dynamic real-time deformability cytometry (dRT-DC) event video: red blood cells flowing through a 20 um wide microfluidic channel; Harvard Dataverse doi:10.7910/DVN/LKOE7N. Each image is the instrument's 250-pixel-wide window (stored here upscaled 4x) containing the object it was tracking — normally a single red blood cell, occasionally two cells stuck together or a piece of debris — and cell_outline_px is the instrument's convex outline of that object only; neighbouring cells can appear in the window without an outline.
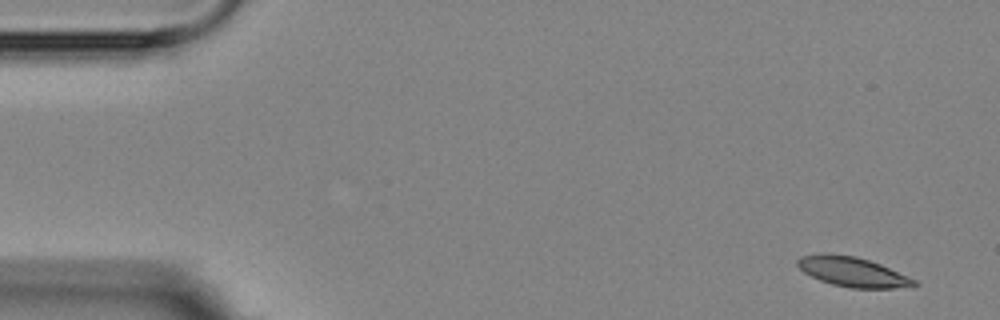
{"species": "Egyptian fruit bat (a non-hibernating species)", "species_latin": "Rousettus aegyptiacus", "temperature_condition": "room temperature", "stored_images_in_passage": 10, "camera_frame_rate_fps": 3000, "um_per_image_px": 0.085, "animal": {"sex": "female"}, "frame": {"image": 1, "passage_image": 1, "time_ms": 0.0, "image_size_px": [1000, 320], "cell_outline_px": [[920, 284], [916, 288], [848, 288], [832, 284], [820, 280], [804, 272], [796, 264], [796, 260], [800, 256], [824, 252], [828, 252], [856, 256], [880, 264], [916, 280]], "centroid_in_image_um": [72.49, 23.11], "position_along_channel_um": 12.5, "area_um2": 20.52}}
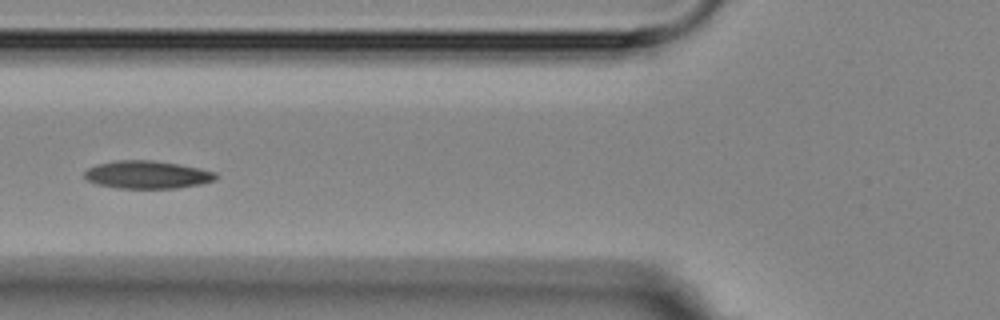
{"frame": {"image": 2, "passage_image": 6, "time_ms": 6.0, "image_size_px": [1000, 320], "cell_outline_px": [[220, 176], [216, 180], [200, 184], [176, 188], [116, 188], [96, 184], [88, 180], [84, 176], [84, 172], [88, 168], [96, 164], [116, 160], [152, 160], [180, 164], [200, 168], [216, 172]], "centroid_in_image_um": [12.54, 14.84], "position_along_channel_um": 113.3, "area_um2": 21.5}}
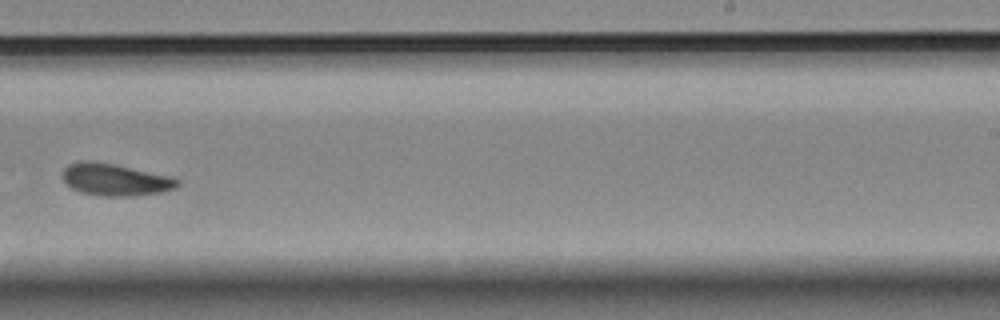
{"frame": {"image": 3, "passage_image": 10, "time_ms": 10.667, "image_size_px": [1000, 320], "cell_outline_px": [[180, 184], [176, 188], [160, 192], [136, 196], [104, 196], [80, 192], [72, 188], [60, 176], [64, 168], [68, 164], [84, 160], [92, 160], [172, 176], [180, 180]], "centroid_in_image_um": [9.79, 15.27], "position_along_channel_um": 279.2, "area_um2": 21.56}}